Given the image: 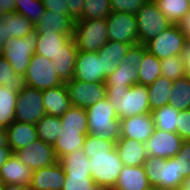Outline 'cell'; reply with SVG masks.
Listing matches in <instances>:
<instances>
[{
    "label": "cell",
    "instance_id": "e575fe53",
    "mask_svg": "<svg viewBox=\"0 0 190 190\" xmlns=\"http://www.w3.org/2000/svg\"><path fill=\"white\" fill-rule=\"evenodd\" d=\"M4 23H6L7 38H24L26 35L35 32L31 21L17 12L6 14Z\"/></svg>",
    "mask_w": 190,
    "mask_h": 190
},
{
    "label": "cell",
    "instance_id": "8fae6325",
    "mask_svg": "<svg viewBox=\"0 0 190 190\" xmlns=\"http://www.w3.org/2000/svg\"><path fill=\"white\" fill-rule=\"evenodd\" d=\"M65 85L72 106L87 109L107 96L105 82L88 83L72 79L65 82Z\"/></svg>",
    "mask_w": 190,
    "mask_h": 190
},
{
    "label": "cell",
    "instance_id": "94428289",
    "mask_svg": "<svg viewBox=\"0 0 190 190\" xmlns=\"http://www.w3.org/2000/svg\"><path fill=\"white\" fill-rule=\"evenodd\" d=\"M91 190H113V189L105 187V186H100L98 184H95L94 187Z\"/></svg>",
    "mask_w": 190,
    "mask_h": 190
},
{
    "label": "cell",
    "instance_id": "8d00e7d4",
    "mask_svg": "<svg viewBox=\"0 0 190 190\" xmlns=\"http://www.w3.org/2000/svg\"><path fill=\"white\" fill-rule=\"evenodd\" d=\"M0 86L8 87L16 92L22 91L27 85L25 75L16 73L6 58L0 55Z\"/></svg>",
    "mask_w": 190,
    "mask_h": 190
},
{
    "label": "cell",
    "instance_id": "836d02e7",
    "mask_svg": "<svg viewBox=\"0 0 190 190\" xmlns=\"http://www.w3.org/2000/svg\"><path fill=\"white\" fill-rule=\"evenodd\" d=\"M168 104L180 111L190 109V79L184 76L173 82Z\"/></svg>",
    "mask_w": 190,
    "mask_h": 190
},
{
    "label": "cell",
    "instance_id": "277c9868",
    "mask_svg": "<svg viewBox=\"0 0 190 190\" xmlns=\"http://www.w3.org/2000/svg\"><path fill=\"white\" fill-rule=\"evenodd\" d=\"M85 154L90 161V174L94 182L113 189L123 166L116 148L111 152Z\"/></svg>",
    "mask_w": 190,
    "mask_h": 190
},
{
    "label": "cell",
    "instance_id": "83f0119b",
    "mask_svg": "<svg viewBox=\"0 0 190 190\" xmlns=\"http://www.w3.org/2000/svg\"><path fill=\"white\" fill-rule=\"evenodd\" d=\"M58 162L62 166L65 176L91 175L90 161L83 149L64 155L62 158L58 159Z\"/></svg>",
    "mask_w": 190,
    "mask_h": 190
},
{
    "label": "cell",
    "instance_id": "c3c4849f",
    "mask_svg": "<svg viewBox=\"0 0 190 190\" xmlns=\"http://www.w3.org/2000/svg\"><path fill=\"white\" fill-rule=\"evenodd\" d=\"M177 134L184 140H190V109L181 110L177 121Z\"/></svg>",
    "mask_w": 190,
    "mask_h": 190
},
{
    "label": "cell",
    "instance_id": "f6af8a7d",
    "mask_svg": "<svg viewBox=\"0 0 190 190\" xmlns=\"http://www.w3.org/2000/svg\"><path fill=\"white\" fill-rule=\"evenodd\" d=\"M148 0H110L112 12L136 14Z\"/></svg>",
    "mask_w": 190,
    "mask_h": 190
},
{
    "label": "cell",
    "instance_id": "db71d44e",
    "mask_svg": "<svg viewBox=\"0 0 190 190\" xmlns=\"http://www.w3.org/2000/svg\"><path fill=\"white\" fill-rule=\"evenodd\" d=\"M180 29L186 37V41L190 42V11L178 23Z\"/></svg>",
    "mask_w": 190,
    "mask_h": 190
},
{
    "label": "cell",
    "instance_id": "be15d7a7",
    "mask_svg": "<svg viewBox=\"0 0 190 190\" xmlns=\"http://www.w3.org/2000/svg\"><path fill=\"white\" fill-rule=\"evenodd\" d=\"M175 190H187V189H185L183 186H180V187L175 188Z\"/></svg>",
    "mask_w": 190,
    "mask_h": 190
},
{
    "label": "cell",
    "instance_id": "f907efd6",
    "mask_svg": "<svg viewBox=\"0 0 190 190\" xmlns=\"http://www.w3.org/2000/svg\"><path fill=\"white\" fill-rule=\"evenodd\" d=\"M68 5V14L74 20H78L82 16L83 5L85 0H66Z\"/></svg>",
    "mask_w": 190,
    "mask_h": 190
},
{
    "label": "cell",
    "instance_id": "9a60e30c",
    "mask_svg": "<svg viewBox=\"0 0 190 190\" xmlns=\"http://www.w3.org/2000/svg\"><path fill=\"white\" fill-rule=\"evenodd\" d=\"M102 58L97 52H85L78 50L73 79L88 83L105 82Z\"/></svg>",
    "mask_w": 190,
    "mask_h": 190
},
{
    "label": "cell",
    "instance_id": "ee69618b",
    "mask_svg": "<svg viewBox=\"0 0 190 190\" xmlns=\"http://www.w3.org/2000/svg\"><path fill=\"white\" fill-rule=\"evenodd\" d=\"M95 184L91 175L65 176L62 190H91Z\"/></svg>",
    "mask_w": 190,
    "mask_h": 190
},
{
    "label": "cell",
    "instance_id": "3957f363",
    "mask_svg": "<svg viewBox=\"0 0 190 190\" xmlns=\"http://www.w3.org/2000/svg\"><path fill=\"white\" fill-rule=\"evenodd\" d=\"M143 167L152 187L165 186L177 188L182 186L184 178L180 175L179 159L147 156Z\"/></svg>",
    "mask_w": 190,
    "mask_h": 190
},
{
    "label": "cell",
    "instance_id": "1f68e13d",
    "mask_svg": "<svg viewBox=\"0 0 190 190\" xmlns=\"http://www.w3.org/2000/svg\"><path fill=\"white\" fill-rule=\"evenodd\" d=\"M18 92L0 86V127H9L15 121Z\"/></svg>",
    "mask_w": 190,
    "mask_h": 190
},
{
    "label": "cell",
    "instance_id": "b9f144b4",
    "mask_svg": "<svg viewBox=\"0 0 190 190\" xmlns=\"http://www.w3.org/2000/svg\"><path fill=\"white\" fill-rule=\"evenodd\" d=\"M161 75L169 80L175 81L184 77V60L179 55H173L160 60Z\"/></svg>",
    "mask_w": 190,
    "mask_h": 190
},
{
    "label": "cell",
    "instance_id": "11a10c76",
    "mask_svg": "<svg viewBox=\"0 0 190 190\" xmlns=\"http://www.w3.org/2000/svg\"><path fill=\"white\" fill-rule=\"evenodd\" d=\"M10 38H7L6 23H4V16L0 17V52L7 44Z\"/></svg>",
    "mask_w": 190,
    "mask_h": 190
},
{
    "label": "cell",
    "instance_id": "d590c367",
    "mask_svg": "<svg viewBox=\"0 0 190 190\" xmlns=\"http://www.w3.org/2000/svg\"><path fill=\"white\" fill-rule=\"evenodd\" d=\"M38 139L54 145L62 130L61 117L44 115L36 124Z\"/></svg>",
    "mask_w": 190,
    "mask_h": 190
},
{
    "label": "cell",
    "instance_id": "ba28073f",
    "mask_svg": "<svg viewBox=\"0 0 190 190\" xmlns=\"http://www.w3.org/2000/svg\"><path fill=\"white\" fill-rule=\"evenodd\" d=\"M26 85L38 90H46L63 85L64 82L54 71L52 60L34 54L25 74Z\"/></svg>",
    "mask_w": 190,
    "mask_h": 190
},
{
    "label": "cell",
    "instance_id": "e7e4bbea",
    "mask_svg": "<svg viewBox=\"0 0 190 190\" xmlns=\"http://www.w3.org/2000/svg\"><path fill=\"white\" fill-rule=\"evenodd\" d=\"M3 181H2V179L0 178V190H2V187H3Z\"/></svg>",
    "mask_w": 190,
    "mask_h": 190
},
{
    "label": "cell",
    "instance_id": "9f6ffc18",
    "mask_svg": "<svg viewBox=\"0 0 190 190\" xmlns=\"http://www.w3.org/2000/svg\"><path fill=\"white\" fill-rule=\"evenodd\" d=\"M13 154L10 147H0V168Z\"/></svg>",
    "mask_w": 190,
    "mask_h": 190
},
{
    "label": "cell",
    "instance_id": "680465c9",
    "mask_svg": "<svg viewBox=\"0 0 190 190\" xmlns=\"http://www.w3.org/2000/svg\"><path fill=\"white\" fill-rule=\"evenodd\" d=\"M2 190H30V187L21 184H3Z\"/></svg>",
    "mask_w": 190,
    "mask_h": 190
},
{
    "label": "cell",
    "instance_id": "74e56055",
    "mask_svg": "<svg viewBox=\"0 0 190 190\" xmlns=\"http://www.w3.org/2000/svg\"><path fill=\"white\" fill-rule=\"evenodd\" d=\"M172 24H178L190 11L188 0H153Z\"/></svg>",
    "mask_w": 190,
    "mask_h": 190
},
{
    "label": "cell",
    "instance_id": "91938a15",
    "mask_svg": "<svg viewBox=\"0 0 190 190\" xmlns=\"http://www.w3.org/2000/svg\"><path fill=\"white\" fill-rule=\"evenodd\" d=\"M182 186L185 189L190 190V175L183 180Z\"/></svg>",
    "mask_w": 190,
    "mask_h": 190
},
{
    "label": "cell",
    "instance_id": "bcb514c9",
    "mask_svg": "<svg viewBox=\"0 0 190 190\" xmlns=\"http://www.w3.org/2000/svg\"><path fill=\"white\" fill-rule=\"evenodd\" d=\"M176 157L179 159L180 175L185 179L190 175V140L183 141Z\"/></svg>",
    "mask_w": 190,
    "mask_h": 190
},
{
    "label": "cell",
    "instance_id": "d4e9b609",
    "mask_svg": "<svg viewBox=\"0 0 190 190\" xmlns=\"http://www.w3.org/2000/svg\"><path fill=\"white\" fill-rule=\"evenodd\" d=\"M6 129L8 144L13 153L38 139L35 124L14 121Z\"/></svg>",
    "mask_w": 190,
    "mask_h": 190
},
{
    "label": "cell",
    "instance_id": "9c48e42d",
    "mask_svg": "<svg viewBox=\"0 0 190 190\" xmlns=\"http://www.w3.org/2000/svg\"><path fill=\"white\" fill-rule=\"evenodd\" d=\"M186 44V37L178 24H172L169 28L159 33L146 44L147 51L159 60L173 55L181 56Z\"/></svg>",
    "mask_w": 190,
    "mask_h": 190
},
{
    "label": "cell",
    "instance_id": "44dd1931",
    "mask_svg": "<svg viewBox=\"0 0 190 190\" xmlns=\"http://www.w3.org/2000/svg\"><path fill=\"white\" fill-rule=\"evenodd\" d=\"M32 176L33 170L14 154L0 168V178L4 184L29 186Z\"/></svg>",
    "mask_w": 190,
    "mask_h": 190
},
{
    "label": "cell",
    "instance_id": "8992f818",
    "mask_svg": "<svg viewBox=\"0 0 190 190\" xmlns=\"http://www.w3.org/2000/svg\"><path fill=\"white\" fill-rule=\"evenodd\" d=\"M135 15L138 43L143 45L172 25L153 0H148Z\"/></svg>",
    "mask_w": 190,
    "mask_h": 190
},
{
    "label": "cell",
    "instance_id": "52a82bcc",
    "mask_svg": "<svg viewBox=\"0 0 190 190\" xmlns=\"http://www.w3.org/2000/svg\"><path fill=\"white\" fill-rule=\"evenodd\" d=\"M37 33L33 32L24 38H10L0 55L8 60L16 73L26 74L32 56L35 54Z\"/></svg>",
    "mask_w": 190,
    "mask_h": 190
},
{
    "label": "cell",
    "instance_id": "816d5d0a",
    "mask_svg": "<svg viewBox=\"0 0 190 190\" xmlns=\"http://www.w3.org/2000/svg\"><path fill=\"white\" fill-rule=\"evenodd\" d=\"M181 57L184 60V75L188 79H190V42L186 41L185 47L181 52Z\"/></svg>",
    "mask_w": 190,
    "mask_h": 190
},
{
    "label": "cell",
    "instance_id": "4fadbf2b",
    "mask_svg": "<svg viewBox=\"0 0 190 190\" xmlns=\"http://www.w3.org/2000/svg\"><path fill=\"white\" fill-rule=\"evenodd\" d=\"M14 155L33 171L49 167L58 162L53 145L41 139H37L26 147L16 150Z\"/></svg>",
    "mask_w": 190,
    "mask_h": 190
},
{
    "label": "cell",
    "instance_id": "484cf974",
    "mask_svg": "<svg viewBox=\"0 0 190 190\" xmlns=\"http://www.w3.org/2000/svg\"><path fill=\"white\" fill-rule=\"evenodd\" d=\"M130 45L109 40L97 54L102 58L104 75L108 77L113 73L117 66L122 63L123 58Z\"/></svg>",
    "mask_w": 190,
    "mask_h": 190
},
{
    "label": "cell",
    "instance_id": "6f0895ef",
    "mask_svg": "<svg viewBox=\"0 0 190 190\" xmlns=\"http://www.w3.org/2000/svg\"><path fill=\"white\" fill-rule=\"evenodd\" d=\"M0 147H9L7 129L5 127H0Z\"/></svg>",
    "mask_w": 190,
    "mask_h": 190
},
{
    "label": "cell",
    "instance_id": "e0dca14e",
    "mask_svg": "<svg viewBox=\"0 0 190 190\" xmlns=\"http://www.w3.org/2000/svg\"><path fill=\"white\" fill-rule=\"evenodd\" d=\"M65 172L59 162L33 171L30 190H62Z\"/></svg>",
    "mask_w": 190,
    "mask_h": 190
},
{
    "label": "cell",
    "instance_id": "4dcf8cb0",
    "mask_svg": "<svg viewBox=\"0 0 190 190\" xmlns=\"http://www.w3.org/2000/svg\"><path fill=\"white\" fill-rule=\"evenodd\" d=\"M86 136L87 135L81 134L80 132L61 131L60 136L53 145L57 159L76 150L82 149Z\"/></svg>",
    "mask_w": 190,
    "mask_h": 190
},
{
    "label": "cell",
    "instance_id": "d6986e66",
    "mask_svg": "<svg viewBox=\"0 0 190 190\" xmlns=\"http://www.w3.org/2000/svg\"><path fill=\"white\" fill-rule=\"evenodd\" d=\"M115 148L125 166H141L147 158L145 143L134 139L120 137Z\"/></svg>",
    "mask_w": 190,
    "mask_h": 190
},
{
    "label": "cell",
    "instance_id": "f35d334b",
    "mask_svg": "<svg viewBox=\"0 0 190 190\" xmlns=\"http://www.w3.org/2000/svg\"><path fill=\"white\" fill-rule=\"evenodd\" d=\"M161 76V63L158 58L147 52L142 65L138 68V84L148 86Z\"/></svg>",
    "mask_w": 190,
    "mask_h": 190
},
{
    "label": "cell",
    "instance_id": "f5cc1de1",
    "mask_svg": "<svg viewBox=\"0 0 190 190\" xmlns=\"http://www.w3.org/2000/svg\"><path fill=\"white\" fill-rule=\"evenodd\" d=\"M16 12L15 0H0V17Z\"/></svg>",
    "mask_w": 190,
    "mask_h": 190
},
{
    "label": "cell",
    "instance_id": "03108f58",
    "mask_svg": "<svg viewBox=\"0 0 190 190\" xmlns=\"http://www.w3.org/2000/svg\"><path fill=\"white\" fill-rule=\"evenodd\" d=\"M145 190H155V187L150 186V187H148V188L145 189Z\"/></svg>",
    "mask_w": 190,
    "mask_h": 190
},
{
    "label": "cell",
    "instance_id": "d6a6232c",
    "mask_svg": "<svg viewBox=\"0 0 190 190\" xmlns=\"http://www.w3.org/2000/svg\"><path fill=\"white\" fill-rule=\"evenodd\" d=\"M180 110L174 109L171 105H164L163 107L151 111L155 129L163 130L165 132L177 133V121Z\"/></svg>",
    "mask_w": 190,
    "mask_h": 190
},
{
    "label": "cell",
    "instance_id": "4316f807",
    "mask_svg": "<svg viewBox=\"0 0 190 190\" xmlns=\"http://www.w3.org/2000/svg\"><path fill=\"white\" fill-rule=\"evenodd\" d=\"M126 60L124 57L116 70L106 78V87L128 88L138 84V68Z\"/></svg>",
    "mask_w": 190,
    "mask_h": 190
},
{
    "label": "cell",
    "instance_id": "5bb4252c",
    "mask_svg": "<svg viewBox=\"0 0 190 190\" xmlns=\"http://www.w3.org/2000/svg\"><path fill=\"white\" fill-rule=\"evenodd\" d=\"M183 141L177 133L155 129L145 142L147 156L163 159L175 157L179 153Z\"/></svg>",
    "mask_w": 190,
    "mask_h": 190
},
{
    "label": "cell",
    "instance_id": "7402d4cb",
    "mask_svg": "<svg viewBox=\"0 0 190 190\" xmlns=\"http://www.w3.org/2000/svg\"><path fill=\"white\" fill-rule=\"evenodd\" d=\"M150 186L143 165H123L113 190H145Z\"/></svg>",
    "mask_w": 190,
    "mask_h": 190
},
{
    "label": "cell",
    "instance_id": "5b68a950",
    "mask_svg": "<svg viewBox=\"0 0 190 190\" xmlns=\"http://www.w3.org/2000/svg\"><path fill=\"white\" fill-rule=\"evenodd\" d=\"M73 39L78 50L99 51L109 41L106 19L76 20Z\"/></svg>",
    "mask_w": 190,
    "mask_h": 190
},
{
    "label": "cell",
    "instance_id": "2e32d148",
    "mask_svg": "<svg viewBox=\"0 0 190 190\" xmlns=\"http://www.w3.org/2000/svg\"><path fill=\"white\" fill-rule=\"evenodd\" d=\"M154 130L155 124L151 113L120 119L121 137L145 143L153 134Z\"/></svg>",
    "mask_w": 190,
    "mask_h": 190
},
{
    "label": "cell",
    "instance_id": "681fc988",
    "mask_svg": "<svg viewBox=\"0 0 190 190\" xmlns=\"http://www.w3.org/2000/svg\"><path fill=\"white\" fill-rule=\"evenodd\" d=\"M45 10L52 12L68 14V5L66 0H42Z\"/></svg>",
    "mask_w": 190,
    "mask_h": 190
},
{
    "label": "cell",
    "instance_id": "f1b7e54d",
    "mask_svg": "<svg viewBox=\"0 0 190 190\" xmlns=\"http://www.w3.org/2000/svg\"><path fill=\"white\" fill-rule=\"evenodd\" d=\"M173 82L161 75L152 84L147 86L151 111L168 105Z\"/></svg>",
    "mask_w": 190,
    "mask_h": 190
},
{
    "label": "cell",
    "instance_id": "ffe728a7",
    "mask_svg": "<svg viewBox=\"0 0 190 190\" xmlns=\"http://www.w3.org/2000/svg\"><path fill=\"white\" fill-rule=\"evenodd\" d=\"M46 115L61 117L72 105L65 83L42 91Z\"/></svg>",
    "mask_w": 190,
    "mask_h": 190
},
{
    "label": "cell",
    "instance_id": "30bf717a",
    "mask_svg": "<svg viewBox=\"0 0 190 190\" xmlns=\"http://www.w3.org/2000/svg\"><path fill=\"white\" fill-rule=\"evenodd\" d=\"M45 114L41 90L26 86L18 92L15 121L36 124Z\"/></svg>",
    "mask_w": 190,
    "mask_h": 190
},
{
    "label": "cell",
    "instance_id": "6125c7cd",
    "mask_svg": "<svg viewBox=\"0 0 190 190\" xmlns=\"http://www.w3.org/2000/svg\"><path fill=\"white\" fill-rule=\"evenodd\" d=\"M155 190H175L173 187L156 186Z\"/></svg>",
    "mask_w": 190,
    "mask_h": 190
},
{
    "label": "cell",
    "instance_id": "7a4b0ae2",
    "mask_svg": "<svg viewBox=\"0 0 190 190\" xmlns=\"http://www.w3.org/2000/svg\"><path fill=\"white\" fill-rule=\"evenodd\" d=\"M86 113L90 134L117 142L121 137L120 119L107 98L88 107Z\"/></svg>",
    "mask_w": 190,
    "mask_h": 190
},
{
    "label": "cell",
    "instance_id": "7bdbcfd3",
    "mask_svg": "<svg viewBox=\"0 0 190 190\" xmlns=\"http://www.w3.org/2000/svg\"><path fill=\"white\" fill-rule=\"evenodd\" d=\"M115 148V142L106 138L87 134L83 144L84 153L111 152Z\"/></svg>",
    "mask_w": 190,
    "mask_h": 190
},
{
    "label": "cell",
    "instance_id": "603a6c76",
    "mask_svg": "<svg viewBox=\"0 0 190 190\" xmlns=\"http://www.w3.org/2000/svg\"><path fill=\"white\" fill-rule=\"evenodd\" d=\"M73 37L61 33L40 32L37 33L35 54L55 60L62 47Z\"/></svg>",
    "mask_w": 190,
    "mask_h": 190
},
{
    "label": "cell",
    "instance_id": "ab89813d",
    "mask_svg": "<svg viewBox=\"0 0 190 190\" xmlns=\"http://www.w3.org/2000/svg\"><path fill=\"white\" fill-rule=\"evenodd\" d=\"M111 13L110 0H85L82 16L78 20L106 19Z\"/></svg>",
    "mask_w": 190,
    "mask_h": 190
},
{
    "label": "cell",
    "instance_id": "7dc6e473",
    "mask_svg": "<svg viewBox=\"0 0 190 190\" xmlns=\"http://www.w3.org/2000/svg\"><path fill=\"white\" fill-rule=\"evenodd\" d=\"M147 52L146 45L138 43L130 46L125 54V58L127 59L126 61H128L130 65L140 68L144 55Z\"/></svg>",
    "mask_w": 190,
    "mask_h": 190
},
{
    "label": "cell",
    "instance_id": "60d3db41",
    "mask_svg": "<svg viewBox=\"0 0 190 190\" xmlns=\"http://www.w3.org/2000/svg\"><path fill=\"white\" fill-rule=\"evenodd\" d=\"M16 12L29 19L35 26L45 12L42 0H15Z\"/></svg>",
    "mask_w": 190,
    "mask_h": 190
},
{
    "label": "cell",
    "instance_id": "cb8c5ba5",
    "mask_svg": "<svg viewBox=\"0 0 190 190\" xmlns=\"http://www.w3.org/2000/svg\"><path fill=\"white\" fill-rule=\"evenodd\" d=\"M78 49L73 37L62 47V50L52 60L54 71L60 79L65 83L73 79L75 60Z\"/></svg>",
    "mask_w": 190,
    "mask_h": 190
},
{
    "label": "cell",
    "instance_id": "f546056e",
    "mask_svg": "<svg viewBox=\"0 0 190 190\" xmlns=\"http://www.w3.org/2000/svg\"><path fill=\"white\" fill-rule=\"evenodd\" d=\"M61 124L63 132H80L89 134L86 109L71 106L62 116Z\"/></svg>",
    "mask_w": 190,
    "mask_h": 190
},
{
    "label": "cell",
    "instance_id": "7c38bea8",
    "mask_svg": "<svg viewBox=\"0 0 190 190\" xmlns=\"http://www.w3.org/2000/svg\"><path fill=\"white\" fill-rule=\"evenodd\" d=\"M108 40H114L133 46L138 44L136 15L124 12H112L106 18Z\"/></svg>",
    "mask_w": 190,
    "mask_h": 190
},
{
    "label": "cell",
    "instance_id": "ac0fdd59",
    "mask_svg": "<svg viewBox=\"0 0 190 190\" xmlns=\"http://www.w3.org/2000/svg\"><path fill=\"white\" fill-rule=\"evenodd\" d=\"M75 21L69 14L45 10L39 22L34 26L35 33L53 32L63 35H74Z\"/></svg>",
    "mask_w": 190,
    "mask_h": 190
},
{
    "label": "cell",
    "instance_id": "6da1fadb",
    "mask_svg": "<svg viewBox=\"0 0 190 190\" xmlns=\"http://www.w3.org/2000/svg\"><path fill=\"white\" fill-rule=\"evenodd\" d=\"M106 94L118 119L151 113L147 86L135 84L128 88L107 87Z\"/></svg>",
    "mask_w": 190,
    "mask_h": 190
}]
</instances>
